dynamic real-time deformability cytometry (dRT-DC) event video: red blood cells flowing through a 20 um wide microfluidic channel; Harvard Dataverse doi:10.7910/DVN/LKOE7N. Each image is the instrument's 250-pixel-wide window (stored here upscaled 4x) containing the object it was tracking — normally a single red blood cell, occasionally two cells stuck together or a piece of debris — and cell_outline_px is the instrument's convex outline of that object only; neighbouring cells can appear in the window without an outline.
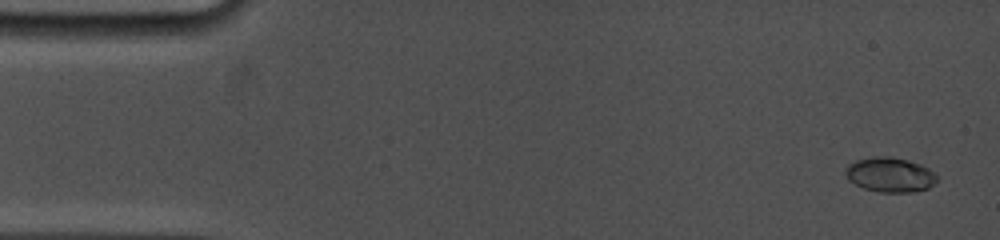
{"species": "common noctule bat (a hibernating species)", "species_latin": "Nyctalus noctula", "temperature_condition": "cold", "stored_images_in_passage": 47, "camera_frame_rate_fps": 5000, "um_per_image_px": 0.085, "animal": {"sex": "female", "body_mass_g": 19.0, "forearm_length_mm": 53.3}, "frame": {"image": 1, "passage_image": 3, "time_ms": 0.6, "image_size_px": [1000, 240], "cell_outline_px": [[936, 180], [928, 188], [912, 192], [880, 192], [864, 188], [848, 180], [844, 172], [848, 164], [856, 160], [872, 156], [892, 156], [908, 160], [920, 164], [928, 168], [936, 176]], "centroid_in_image_um": [75.61, 14.84], "position_along_channel_um": 9.4, "area_um2": 18.44}}
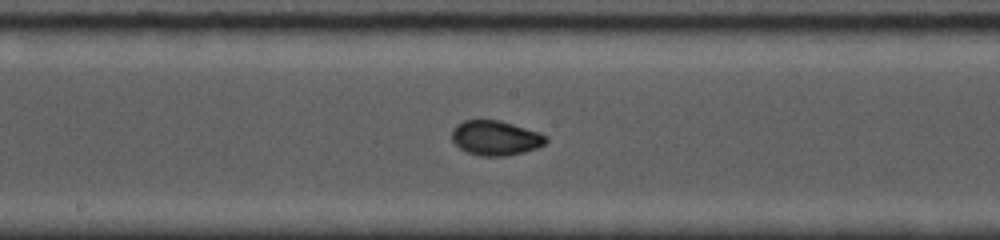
{"frame": {"image": 2, "passage_image": 26, "time_ms": 9.0, "image_size_px": [1000, 240], "cell_outline_px": [[548, 140], [544, 144], [536, 148], [524, 152], [508, 156], [480, 156], [468, 152], [460, 148], [452, 140], [452, 128], [456, 124], [464, 120], [500, 120], [540, 132], [548, 136]], "centroid_in_image_um": [42.13, 11.72], "position_along_channel_um": 206.1, "area_um2": 19.19}}
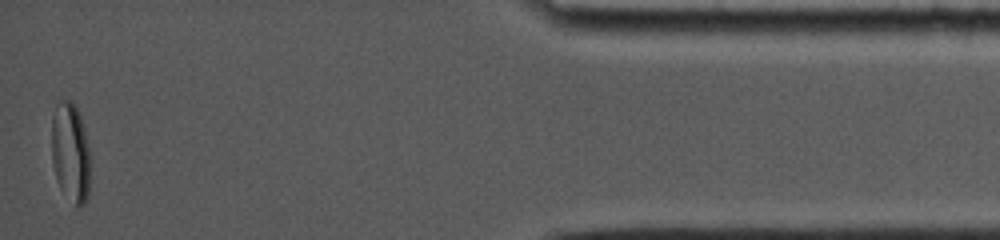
{"frame": {"image": 3, "passage_image": 47, "time_ms": 16.4, "image_size_px": [1000, 240], "cell_outline_px": [[88, 196], [84, 204], [80, 208], [60, 188], [56, 180], [52, 160], [52, 116], [56, 104], [60, 100], [72, 100], [80, 116], [84, 128], [88, 148]], "centroid_in_image_um": [5.96, 12.92], "position_along_channel_um": 429.2, "area_um2": 22.02}, "authors_computed_cell_mechanics": {"area_um2": 18.9006, "velocity_mm_per_s": 3.7913, "shape_relaxation_time_tau1_ms": 9.3825, "shape_relaxation_time_tau2_ms": null, "deformation_change_tau1": 0.2361, "deformation_change_tau2": null}}